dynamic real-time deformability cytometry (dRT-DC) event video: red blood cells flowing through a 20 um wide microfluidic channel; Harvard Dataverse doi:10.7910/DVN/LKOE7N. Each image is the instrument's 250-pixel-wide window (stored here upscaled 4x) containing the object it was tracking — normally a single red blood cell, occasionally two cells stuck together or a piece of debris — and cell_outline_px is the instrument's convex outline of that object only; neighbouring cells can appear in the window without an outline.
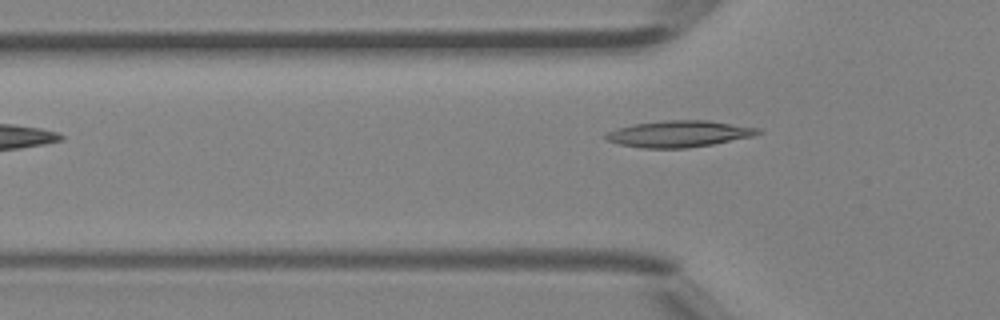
{"species": "Egyptian fruit bat (a non-hibernating species)", "species_latin": "Rousettus aegyptiacus", "temperature_condition": "room temperature", "stored_images_in_passage": 6, "camera_frame_rate_fps": 3000, "um_per_image_px": 0.085, "animal": {"sex": "female"}, "frame": {"image": 1, "passage_image": 5, "time_ms": 1.333, "image_size_px": [1000, 320], "cell_outline_px": [[764, 132], [752, 136], [712, 144], [688, 148], [640, 148], [620, 144], [608, 140], [604, 136], [608, 132], [632, 124], [664, 120], [708, 120], [760, 128]], "centroid_in_image_um": [57.75, 11.37], "position_along_channel_um": 68.1, "area_um2": 23.35}}
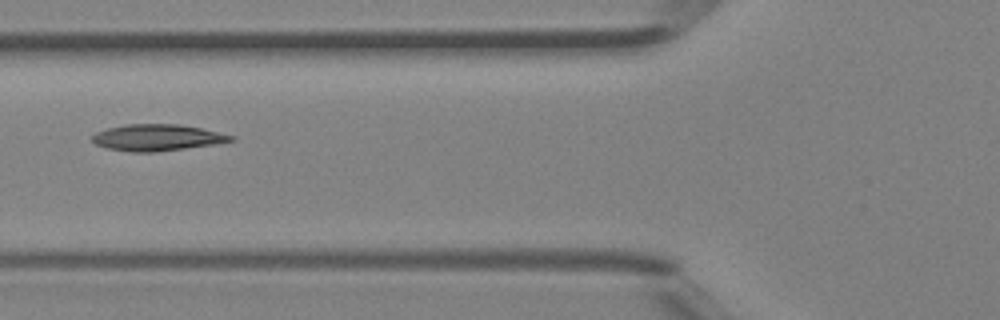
{"frame": {"image": 2, "passage_image": 6, "time_ms": 1.667, "image_size_px": [1000, 320], "cell_outline_px": [[236, 140], [216, 144], [156, 152], [132, 152], [108, 148], [96, 144], [92, 140], [92, 136], [96, 132], [108, 128], [124, 124], [180, 124], [200, 128], [236, 136]], "centroid_in_image_um": [13.39, 11.69], "position_along_channel_um": 112.4, "area_um2": 21.39}}